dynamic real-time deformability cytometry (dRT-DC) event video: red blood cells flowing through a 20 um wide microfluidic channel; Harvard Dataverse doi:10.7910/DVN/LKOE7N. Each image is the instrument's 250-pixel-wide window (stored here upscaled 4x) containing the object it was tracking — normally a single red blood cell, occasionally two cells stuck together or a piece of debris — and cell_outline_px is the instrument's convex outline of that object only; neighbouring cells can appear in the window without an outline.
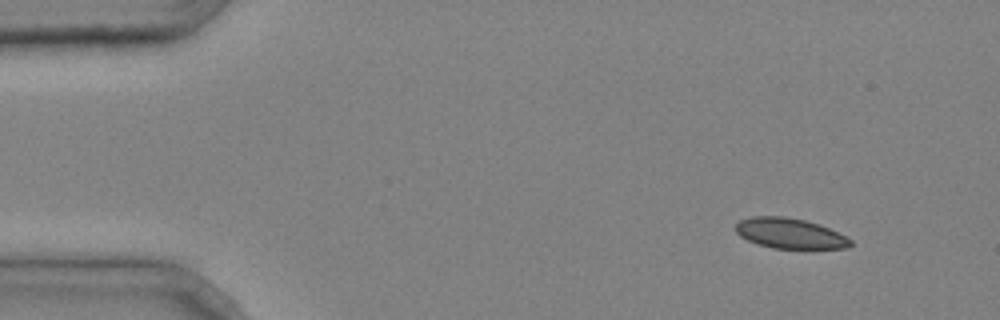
{"species": "common noctule bat (a hibernating species)", "species_latin": "Nyctalus noctula", "temperature_condition": "cold", "stored_images_in_passage": 5, "camera_frame_rate_fps": 3000, "um_per_image_px": 0.085, "animal": {"sex": "male", "body_mass_g": 20.4}, "frame": {"image": 1, "passage_image": 1, "time_ms": 0.0, "image_size_px": [1000, 320], "cell_outline_px": [[852, 244], [848, 248], [772, 248], [756, 244], [740, 236], [736, 232], [736, 224], [740, 220], [752, 216], [784, 216], [804, 220], [820, 224], [852, 240]], "centroid_in_image_um": [67.11, 19.83], "position_along_channel_um": 17.9, "area_um2": 20.17}}
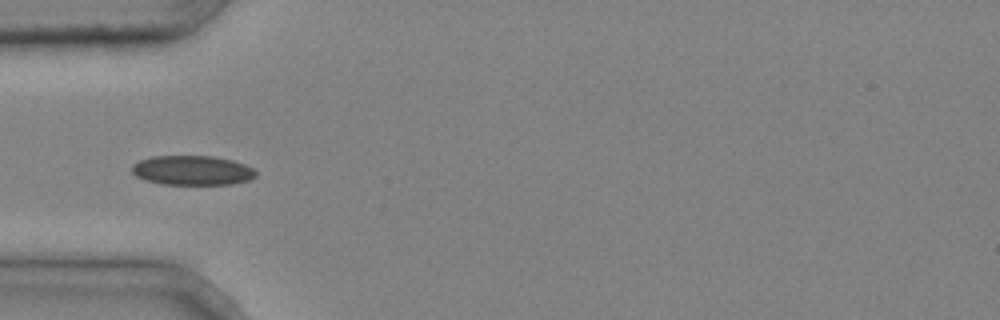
{"frame": {"image": 2, "passage_image": 3, "time_ms": 0.667, "image_size_px": [1000, 320], "cell_outline_px": [[256, 176], [248, 180], [232, 184], [160, 184], [144, 180], [136, 176], [132, 172], [132, 164], [140, 160], [152, 156], [212, 156], [232, 160], [244, 164], [252, 168], [256, 172]], "centroid_in_image_um": [16.31, 14.48], "position_along_channel_um": 68.7, "area_um2": 21.33}}